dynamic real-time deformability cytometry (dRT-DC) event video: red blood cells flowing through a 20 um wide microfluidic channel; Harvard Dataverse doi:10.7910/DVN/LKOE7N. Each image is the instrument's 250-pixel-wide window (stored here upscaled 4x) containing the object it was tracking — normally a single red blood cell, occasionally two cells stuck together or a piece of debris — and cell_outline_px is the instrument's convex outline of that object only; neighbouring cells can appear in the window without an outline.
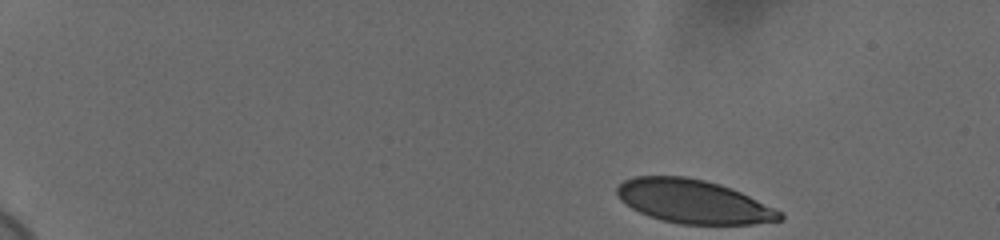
{"species": "human", "species_latin": "Homo sapiens", "temperature_condition": "cold", "stored_images_in_passage": 50, "camera_frame_rate_fps": 3000, "um_per_image_px": 0.085, "donor": {"sex": "female"}, "frame": {"image": 1, "passage_image": 1, "time_ms": 0.0, "image_size_px": [1000, 240], "cell_outline_px": [[784, 220], [752, 224], [680, 224], [648, 216], [632, 208], [620, 200], [616, 192], [616, 188], [624, 180], [636, 176], [684, 176], [704, 180], [720, 184], [732, 188], [784, 212]], "centroid_in_image_um": [58.97, 17.13], "position_along_channel_um": 26.0, "area_um2": 41.44}}
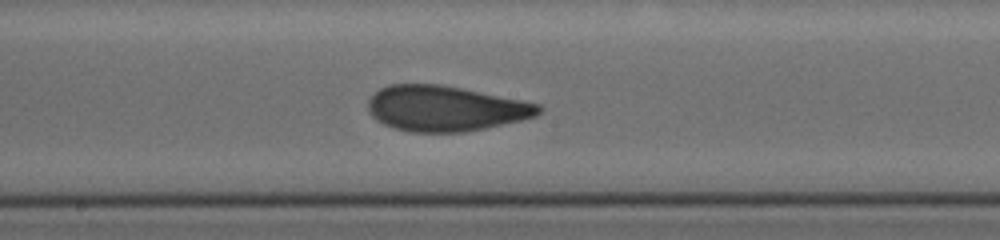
{"frame": {"image": 2, "passage_image": 27, "time_ms": 8.667, "image_size_px": [1000, 240], "cell_outline_px": [[544, 108], [536, 116], [520, 120], [484, 128], [464, 132], [408, 132], [392, 128], [376, 120], [368, 112], [368, 100], [380, 88], [392, 84], [440, 84], [524, 100], [540, 104]], "centroid_in_image_um": [37.85, 9.22], "position_along_channel_um": 210.4, "area_um2": 45.2}}
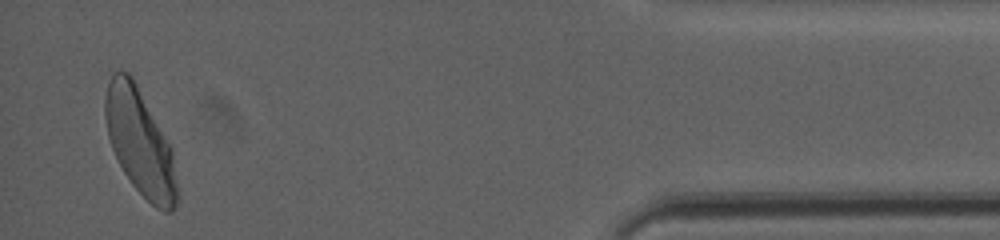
{"frame": {"image": 3, "passage_image": 49, "time_ms": 16.0, "image_size_px": [1000, 240], "cell_outline_px": [[176, 208], [172, 212], [164, 212], [156, 208], [132, 184], [124, 172], [112, 148], [108, 136], [104, 116], [104, 96], [108, 80], [112, 72], [128, 72], [172, 148], [176, 184]], "centroid_in_image_um": [11.86, 12.11], "position_along_channel_um": 423.3, "area_um2": 43.52}, "authors_computed_cell_mechanics": {"area_um2": 44.2748, "velocity_mm_per_s": 3.6511, "shape_relaxation_time_tau1_ms": 4.3519, "shape_relaxation_time_tau2_ms": 0.9219, "deformation_change_tau1": 0.1605, "deformation_change_tau2": 0.0503}}